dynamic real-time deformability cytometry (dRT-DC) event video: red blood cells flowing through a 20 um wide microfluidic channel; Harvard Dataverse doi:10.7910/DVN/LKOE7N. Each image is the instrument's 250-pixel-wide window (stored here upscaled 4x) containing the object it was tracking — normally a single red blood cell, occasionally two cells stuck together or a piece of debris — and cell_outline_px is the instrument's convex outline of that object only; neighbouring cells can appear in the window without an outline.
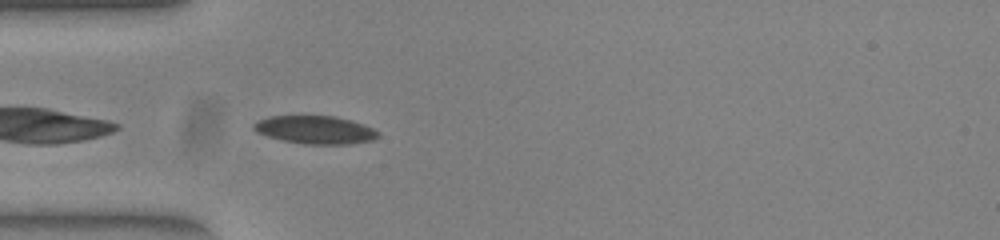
{"species": "common noctule bat (a hibernating species)", "species_latin": "Nyctalus noctula", "temperature_condition": "warm", "stored_images_in_passage": 6, "camera_frame_rate_fps": 3000, "um_per_image_px": 0.085, "animal": {"sex": "female", "body_mass_g": 23.0, "forearm_length_mm": 53.4}, "frame": {"image": 1, "passage_image": 3, "time_ms": 0.667, "image_size_px": [1000, 240], "cell_outline_px": [[380, 136], [372, 140], [348, 144], [304, 144], [284, 140], [268, 136], [256, 132], [252, 128], [252, 124], [268, 116], [336, 116], [352, 120], [364, 124], [380, 132]], "centroid_in_image_um": [26.82, 11.03], "position_along_channel_um": 58.2, "area_um2": 20.35}}